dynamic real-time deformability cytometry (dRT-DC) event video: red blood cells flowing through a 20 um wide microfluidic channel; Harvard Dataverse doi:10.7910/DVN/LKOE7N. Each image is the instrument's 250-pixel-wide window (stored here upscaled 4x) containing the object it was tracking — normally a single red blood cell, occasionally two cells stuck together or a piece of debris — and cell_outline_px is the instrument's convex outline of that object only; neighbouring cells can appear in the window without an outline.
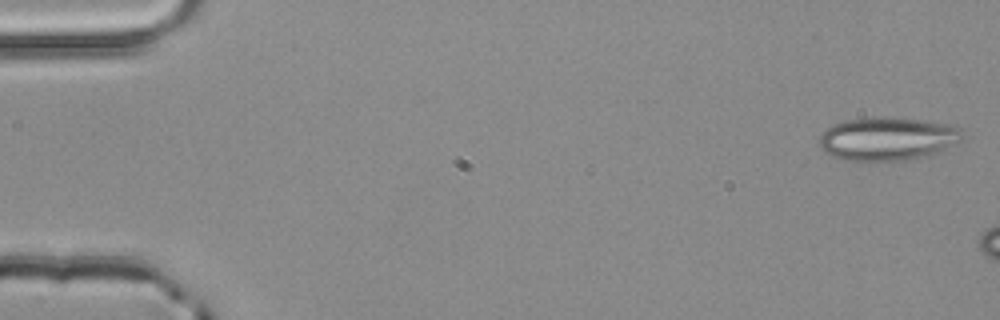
{"species": "common noctule bat (a hibernating species)", "species_latin": "Nyctalus noctula", "temperature_condition": "room temperature", "stored_images_in_passage": 4, "camera_frame_rate_fps": 3000, "um_per_image_px": 0.085, "animal": {"sex": "male", "body_mass_g": 20.4}, "frame": {"image": 1, "passage_image": 1, "time_ms": 0.0, "image_size_px": [1000, 320], "cell_outline_px": [[968, 136], [964, 140], [924, 156], [904, 160], [844, 160], [832, 156], [824, 152], [820, 148], [820, 136], [828, 128], [836, 124], [848, 120], [876, 116], [884, 116], [924, 120], [952, 124], [960, 128]], "centroid_in_image_um": [75.5, 11.77], "position_along_channel_um": 9.5, "area_um2": 36.13}}